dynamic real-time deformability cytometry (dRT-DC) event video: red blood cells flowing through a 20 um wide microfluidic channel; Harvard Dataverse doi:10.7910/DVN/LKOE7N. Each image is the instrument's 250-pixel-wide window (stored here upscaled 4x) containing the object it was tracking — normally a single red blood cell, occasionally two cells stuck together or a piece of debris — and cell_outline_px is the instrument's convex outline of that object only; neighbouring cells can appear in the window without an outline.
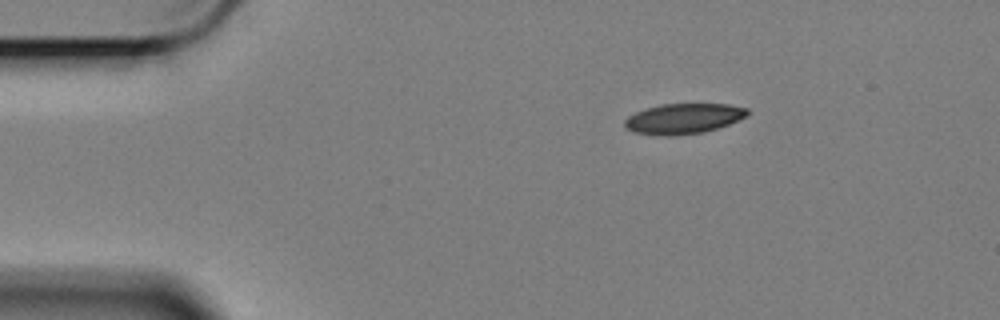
{"species": "Egyptian fruit bat (a non-hibernating species)", "species_latin": "Rousettus aegyptiacus", "temperature_condition": "cold", "stored_images_in_passage": 50, "camera_frame_rate_fps": 3000, "um_per_image_px": 0.085, "animal": {"sex": "female"}, "frame": {"image": 1, "passage_image": 1, "time_ms": 0.0, "image_size_px": [1000, 320], "cell_outline_px": [[748, 112], [744, 116], [728, 124], [704, 132], [672, 136], [668, 136], [632, 132], [624, 124], [624, 120], [628, 116], [636, 112], [648, 108], [664, 104], [728, 104], [748, 108]], "centroid_in_image_um": [58.07, 10.08], "position_along_channel_um": 26.9, "area_um2": 21.33}}
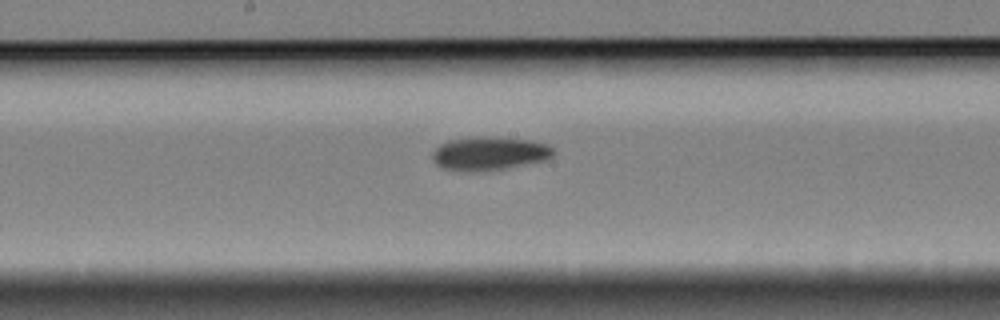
{"frame": {"image": 2, "passage_image": 22, "time_ms": 7.0, "image_size_px": [1000, 320], "cell_outline_px": [[556, 152], [552, 156], [544, 160], [484, 172], [456, 172], [440, 168], [432, 160], [432, 152], [440, 144], [448, 140], [484, 136], [528, 140], [548, 144]], "centroid_in_image_um": [41.52, 13.07], "position_along_channel_um": 206.7, "area_um2": 23.87}}
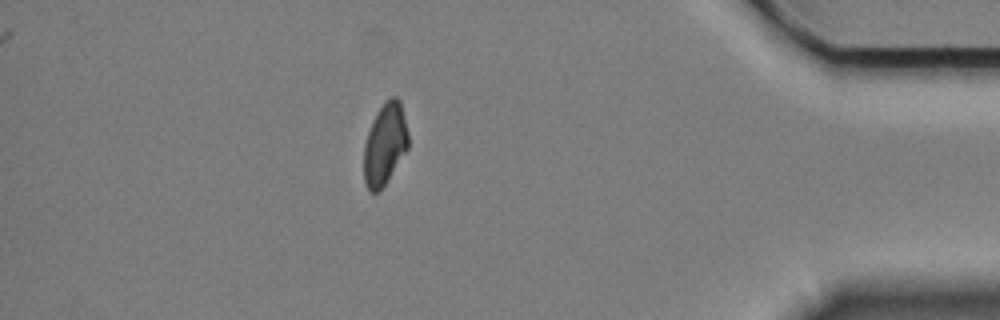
{"frame": {"image": 3, "passage_image": 43, "time_ms": 14.0, "image_size_px": [1000, 320], "cell_outline_px": [[408, 148], [384, 184], [376, 192], [372, 192], [364, 184], [364, 144], [372, 120], [376, 112], [384, 100], [392, 96], [396, 96], [400, 100], [408, 132]], "centroid_in_image_um": [32.71, 12.19], "position_along_channel_um": 402.5, "area_um2": 20.98}, "authors_computed_cell_mechanics": {"area_um2": 22.8021, "velocity_mm_per_s": 3.3831, "shape_relaxation_time_tau1_ms": 10.1818, "shape_relaxation_time_tau2_ms": 7.037, "deformation_change_tau1": 0.1621, "deformation_change_tau2": 0.122}}